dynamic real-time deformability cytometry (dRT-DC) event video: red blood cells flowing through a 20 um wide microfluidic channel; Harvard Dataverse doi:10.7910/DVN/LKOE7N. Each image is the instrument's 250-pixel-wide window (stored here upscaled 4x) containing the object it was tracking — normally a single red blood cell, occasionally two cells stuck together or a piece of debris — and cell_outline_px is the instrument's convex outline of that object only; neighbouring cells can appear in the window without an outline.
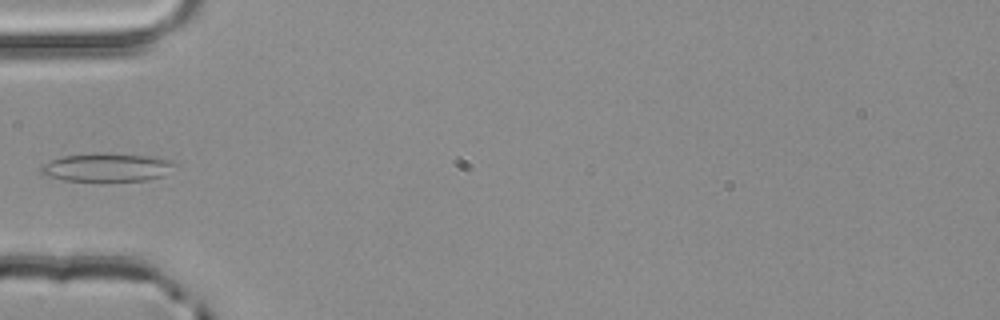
{"species": "common noctule bat (a hibernating species)", "species_latin": "Nyctalus noctula", "temperature_condition": "room temperature", "stored_images_in_passage": 3, "camera_frame_rate_fps": 3000, "um_per_image_px": 0.085, "animal": {"sex": "male", "body_mass_g": 20.4}, "frame": {"image": 1, "passage_image": 3, "time_ms": 0.667, "image_size_px": [1000, 320], "cell_outline_px": [[180, 164], [164, 176], [148, 180], [64, 180], [48, 176], [40, 172], [40, 168], [44, 164], [52, 160], [64, 156], [96, 152], [108, 152], [164, 156]], "centroid_in_image_um": [9.24, 14.18], "position_along_channel_um": 75.8, "area_um2": 22.66}}